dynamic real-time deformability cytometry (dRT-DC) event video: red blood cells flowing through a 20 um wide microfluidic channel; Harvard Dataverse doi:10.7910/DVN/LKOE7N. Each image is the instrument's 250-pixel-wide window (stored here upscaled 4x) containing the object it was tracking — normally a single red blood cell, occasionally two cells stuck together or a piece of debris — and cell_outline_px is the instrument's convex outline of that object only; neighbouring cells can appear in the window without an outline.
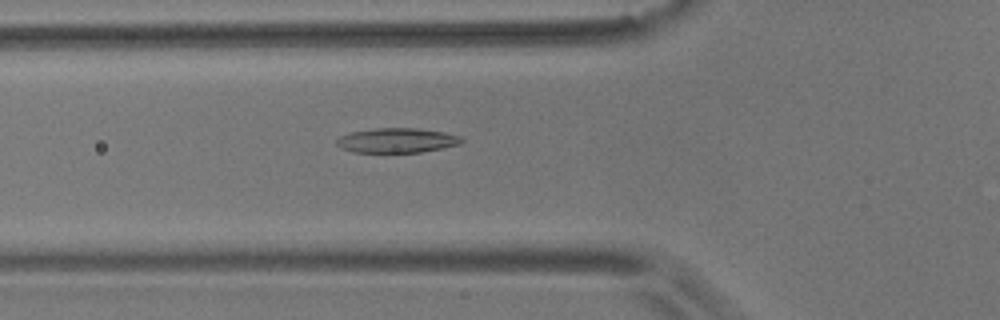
{"species": "common noctule bat (a hibernating species)", "species_latin": "Nyctalus noctula", "temperature_condition": "room temperature", "stored_images_in_passage": 55, "camera_frame_rate_fps": 3000, "um_per_image_px": 0.085, "animal": {"sex": "male", "body_mass_g": 17.9}, "frame": {"image": 1, "passage_image": 19, "time_ms": 6.0, "image_size_px": [1000, 320], "cell_outline_px": [[464, 140], [460, 144], [420, 152], [352, 152], [340, 148], [336, 144], [336, 140], [340, 136], [352, 132], [376, 128], [416, 128], [444, 132], [460, 136]], "centroid_in_image_um": [33.72, 11.93], "position_along_channel_um": 92.1, "area_um2": 17.86}}
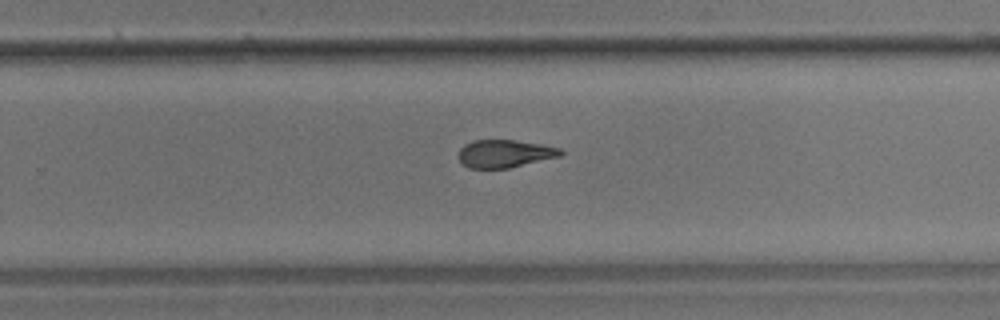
{"frame": {"image": 2, "passage_image": 35, "time_ms": 11.333, "image_size_px": [1000, 320], "cell_outline_px": [[564, 152], [560, 156], [508, 168], [468, 168], [460, 160], [460, 148], [464, 144], [476, 140], [516, 140], [540, 144], [560, 148]], "centroid_in_image_um": [42.91, 13.05], "position_along_channel_um": 286.9, "area_um2": 16.3}}
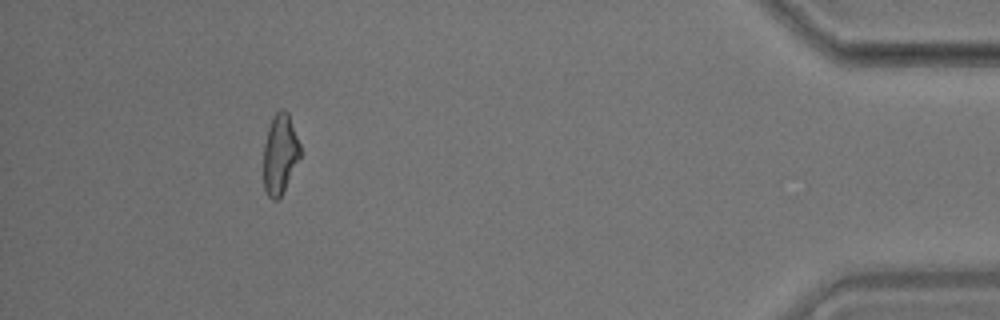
{"frame": {"image": 3, "passage_image": 50, "time_ms": 16.333, "image_size_px": [1000, 320], "cell_outline_px": [[300, 156], [280, 196], [276, 200], [272, 200], [268, 196], [264, 188], [264, 144], [268, 128], [272, 116], [280, 108], [284, 108], [288, 112], [300, 144]], "centroid_in_image_um": [23.78, 13.04], "position_along_channel_um": 411.4, "area_um2": 16.88}, "authors_computed_cell_mechanics": {"area_um2": 17.8602, "velocity_mm_per_s": 3.646, "shape_relaxation_time_tau1_ms": 6.566, "shape_relaxation_time_tau2_ms": 3.0087, "deformation_change_tau1": 0.1784, "deformation_change_tau2": 0.1131}}